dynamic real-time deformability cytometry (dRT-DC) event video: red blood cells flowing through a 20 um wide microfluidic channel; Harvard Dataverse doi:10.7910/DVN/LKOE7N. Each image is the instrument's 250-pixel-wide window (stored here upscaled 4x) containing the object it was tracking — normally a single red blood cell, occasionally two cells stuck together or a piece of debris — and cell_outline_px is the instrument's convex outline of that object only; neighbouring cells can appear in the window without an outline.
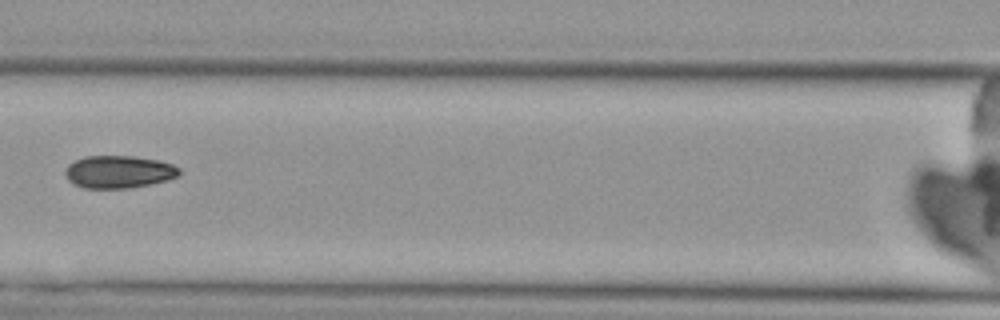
{"species": "Egyptian fruit bat (a non-hibernating species)", "species_latin": "Rousettus aegyptiacus", "temperature_condition": "cold", "stored_images_in_passage": 11, "camera_frame_rate_fps": 3000, "um_per_image_px": 0.085, "animal": {"sex": "female"}, "frame": {"image": 1, "passage_image": 8, "time_ms": 8.333, "image_size_px": [1000, 320], "cell_outline_px": [[180, 176], [168, 180], [128, 188], [84, 188], [68, 180], [64, 172], [68, 164], [84, 156], [132, 156], [156, 160], [172, 164], [180, 168]], "centroid_in_image_um": [10.1, 14.6], "position_along_channel_um": 156.5, "area_um2": 21.56}}